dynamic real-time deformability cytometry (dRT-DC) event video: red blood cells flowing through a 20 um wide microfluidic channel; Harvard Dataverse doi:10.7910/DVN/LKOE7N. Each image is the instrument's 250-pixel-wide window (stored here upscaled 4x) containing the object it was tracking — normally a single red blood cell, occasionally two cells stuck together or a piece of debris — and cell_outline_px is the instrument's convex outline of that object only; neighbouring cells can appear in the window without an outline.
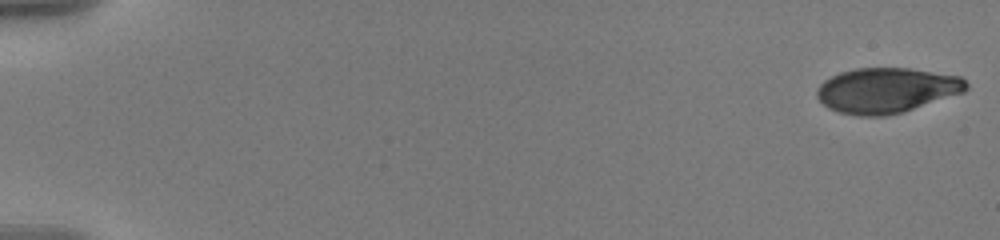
{"species": "human", "species_latin": "Homo sapiens", "temperature_condition": "warm", "stored_images_in_passage": 58, "camera_frame_rate_fps": 3000, "um_per_image_px": 0.085, "donor": {"sex": "male"}, "frame": {"image": 1, "passage_image": 1, "time_ms": 0.0, "image_size_px": [1000, 240], "cell_outline_px": [[968, 88], [964, 92], [904, 112], [884, 116], [856, 116], [836, 112], [828, 108], [816, 96], [816, 88], [824, 80], [840, 72], [856, 68], [908, 68], [960, 76], [968, 84]], "centroid_in_image_um": [75.33, 7.69], "position_along_channel_um": 9.7, "area_um2": 39.48}}
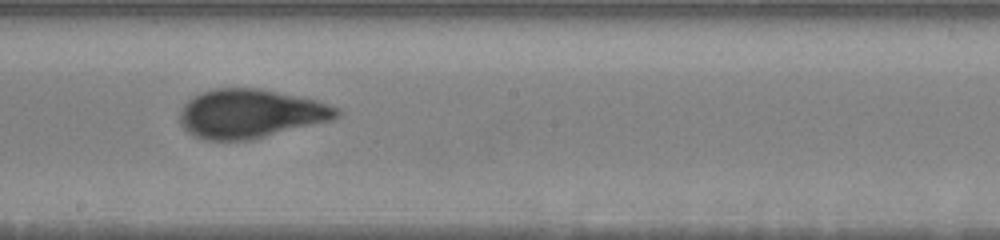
{"frame": {"image": 2, "passage_image": 34, "time_ms": 11.0, "image_size_px": [1000, 240], "cell_outline_px": [[340, 116], [332, 120], [252, 140], [204, 140], [192, 136], [180, 124], [180, 108], [192, 96], [216, 88], [260, 88], [316, 100], [340, 108]], "centroid_in_image_um": [21.28, 9.67], "position_along_channel_um": 226.9, "area_um2": 44.91}}
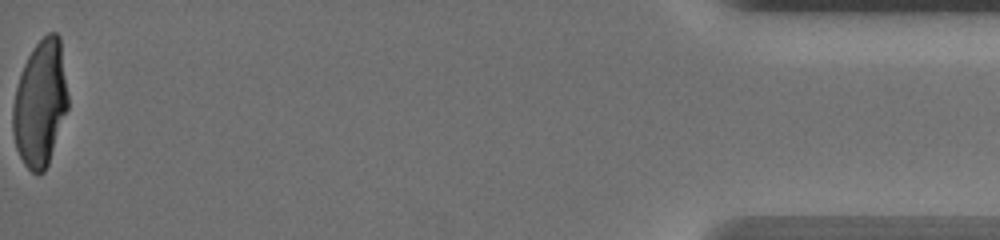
{"frame": {"image": 3, "passage_image": 58, "time_ms": 19.0, "image_size_px": [1000, 240], "cell_outline_px": [[68, 108], [48, 164], [44, 172], [32, 172], [24, 164], [16, 148], [12, 132], [12, 108], [16, 88], [24, 64], [32, 48], [48, 32], [56, 32], [60, 36], [68, 96]], "centroid_in_image_um": [3.42, 8.77], "position_along_channel_um": 431.8, "area_um2": 40.46}, "authors_computed_cell_mechanics": {"area_um2": 42.1073, "velocity_mm_per_s": 3.5746, "shape_relaxation_time_tau1_ms": 4.9287, "shape_relaxation_time_tau2_ms": 0.9427, "deformation_change_tau1": 0.2204, "deformation_change_tau2": 0.0604}}